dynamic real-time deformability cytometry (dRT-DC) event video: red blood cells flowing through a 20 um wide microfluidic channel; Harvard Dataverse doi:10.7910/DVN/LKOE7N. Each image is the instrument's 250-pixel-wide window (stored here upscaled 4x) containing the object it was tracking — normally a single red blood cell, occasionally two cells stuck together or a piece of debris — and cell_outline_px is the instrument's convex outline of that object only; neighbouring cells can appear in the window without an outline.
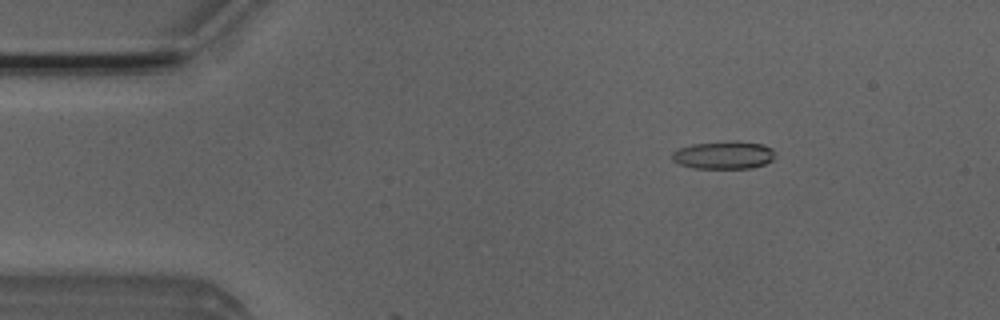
{"species": "Egyptian fruit bat (a non-hibernating species)", "species_latin": "Rousettus aegyptiacus", "temperature_condition": "room temperature", "stored_images_in_passage": 10, "camera_frame_rate_fps": 3000, "um_per_image_px": 0.085, "animal": {"sex": "male"}, "frame": {"image": 1, "passage_image": 8, "time_ms": 2.333, "image_size_px": [1000, 320], "cell_outline_px": [[772, 160], [764, 164], [752, 168], [692, 168], [680, 164], [672, 160], [672, 152], [680, 148], [692, 144], [728, 140], [736, 140], [764, 144], [772, 148]], "centroid_in_image_um": [61.5, 13.16], "position_along_channel_um": 23.5, "area_um2": 16.82}}